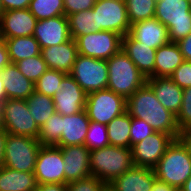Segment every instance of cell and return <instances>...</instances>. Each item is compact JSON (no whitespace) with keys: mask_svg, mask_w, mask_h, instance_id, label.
I'll use <instances>...</instances> for the list:
<instances>
[{"mask_svg":"<svg viewBox=\"0 0 191 191\" xmlns=\"http://www.w3.org/2000/svg\"><path fill=\"white\" fill-rule=\"evenodd\" d=\"M126 111L131 117L146 121L155 132L170 134L178 139L180 130L176 116L158 101L147 83L126 100Z\"/></svg>","mask_w":191,"mask_h":191,"instance_id":"1","label":"cell"},{"mask_svg":"<svg viewBox=\"0 0 191 191\" xmlns=\"http://www.w3.org/2000/svg\"><path fill=\"white\" fill-rule=\"evenodd\" d=\"M134 166L132 148L108 145L90 151V172L105 184Z\"/></svg>","mask_w":191,"mask_h":191,"instance_id":"2","label":"cell"},{"mask_svg":"<svg viewBox=\"0 0 191 191\" xmlns=\"http://www.w3.org/2000/svg\"><path fill=\"white\" fill-rule=\"evenodd\" d=\"M152 169L157 180L179 190L191 176V158L183 143L174 139Z\"/></svg>","mask_w":191,"mask_h":191,"instance_id":"3","label":"cell"},{"mask_svg":"<svg viewBox=\"0 0 191 191\" xmlns=\"http://www.w3.org/2000/svg\"><path fill=\"white\" fill-rule=\"evenodd\" d=\"M106 62L108 68L107 89L112 90L126 100L147 81L122 50L106 60Z\"/></svg>","mask_w":191,"mask_h":191,"instance_id":"4","label":"cell"},{"mask_svg":"<svg viewBox=\"0 0 191 191\" xmlns=\"http://www.w3.org/2000/svg\"><path fill=\"white\" fill-rule=\"evenodd\" d=\"M168 28L170 42H179L191 33V7L187 0H157L155 16Z\"/></svg>","mask_w":191,"mask_h":191,"instance_id":"5","label":"cell"},{"mask_svg":"<svg viewBox=\"0 0 191 191\" xmlns=\"http://www.w3.org/2000/svg\"><path fill=\"white\" fill-rule=\"evenodd\" d=\"M2 128L9 134L37 139L40 128L29 112L26 100L6 99L0 107Z\"/></svg>","mask_w":191,"mask_h":191,"instance_id":"6","label":"cell"},{"mask_svg":"<svg viewBox=\"0 0 191 191\" xmlns=\"http://www.w3.org/2000/svg\"><path fill=\"white\" fill-rule=\"evenodd\" d=\"M40 147L38 139L8 133L5 142L4 167L16 171L34 172Z\"/></svg>","mask_w":191,"mask_h":191,"instance_id":"7","label":"cell"},{"mask_svg":"<svg viewBox=\"0 0 191 191\" xmlns=\"http://www.w3.org/2000/svg\"><path fill=\"white\" fill-rule=\"evenodd\" d=\"M70 75L87 94L107 89L108 68L106 60L78 54Z\"/></svg>","mask_w":191,"mask_h":191,"instance_id":"8","label":"cell"},{"mask_svg":"<svg viewBox=\"0 0 191 191\" xmlns=\"http://www.w3.org/2000/svg\"><path fill=\"white\" fill-rule=\"evenodd\" d=\"M85 111L90 121L107 125L126 112V99L109 89L87 94Z\"/></svg>","mask_w":191,"mask_h":191,"instance_id":"9","label":"cell"},{"mask_svg":"<svg viewBox=\"0 0 191 191\" xmlns=\"http://www.w3.org/2000/svg\"><path fill=\"white\" fill-rule=\"evenodd\" d=\"M96 32L113 31L122 37L130 31L125 1L96 0L94 7Z\"/></svg>","mask_w":191,"mask_h":191,"instance_id":"10","label":"cell"},{"mask_svg":"<svg viewBox=\"0 0 191 191\" xmlns=\"http://www.w3.org/2000/svg\"><path fill=\"white\" fill-rule=\"evenodd\" d=\"M78 54L108 60L122 48V36L113 31H98L75 39Z\"/></svg>","mask_w":191,"mask_h":191,"instance_id":"11","label":"cell"},{"mask_svg":"<svg viewBox=\"0 0 191 191\" xmlns=\"http://www.w3.org/2000/svg\"><path fill=\"white\" fill-rule=\"evenodd\" d=\"M34 175L37 184H65L64 161L60 147L41 145Z\"/></svg>","mask_w":191,"mask_h":191,"instance_id":"12","label":"cell"},{"mask_svg":"<svg viewBox=\"0 0 191 191\" xmlns=\"http://www.w3.org/2000/svg\"><path fill=\"white\" fill-rule=\"evenodd\" d=\"M174 138L170 134L153 132L132 146L134 166L153 168L162 158Z\"/></svg>","mask_w":191,"mask_h":191,"instance_id":"13","label":"cell"},{"mask_svg":"<svg viewBox=\"0 0 191 191\" xmlns=\"http://www.w3.org/2000/svg\"><path fill=\"white\" fill-rule=\"evenodd\" d=\"M87 93L75 79L66 74L61 81L60 91L53 96L55 110L61 115H73L85 109Z\"/></svg>","mask_w":191,"mask_h":191,"instance_id":"14","label":"cell"},{"mask_svg":"<svg viewBox=\"0 0 191 191\" xmlns=\"http://www.w3.org/2000/svg\"><path fill=\"white\" fill-rule=\"evenodd\" d=\"M60 147L64 161L65 185L91 176L90 150L85 145Z\"/></svg>","mask_w":191,"mask_h":191,"instance_id":"15","label":"cell"},{"mask_svg":"<svg viewBox=\"0 0 191 191\" xmlns=\"http://www.w3.org/2000/svg\"><path fill=\"white\" fill-rule=\"evenodd\" d=\"M37 21L28 8L4 11L0 16L2 39L32 36Z\"/></svg>","mask_w":191,"mask_h":191,"instance_id":"16","label":"cell"},{"mask_svg":"<svg viewBox=\"0 0 191 191\" xmlns=\"http://www.w3.org/2000/svg\"><path fill=\"white\" fill-rule=\"evenodd\" d=\"M33 36L41 49L68 41L71 37L67 17L57 16L37 21Z\"/></svg>","mask_w":191,"mask_h":191,"instance_id":"17","label":"cell"},{"mask_svg":"<svg viewBox=\"0 0 191 191\" xmlns=\"http://www.w3.org/2000/svg\"><path fill=\"white\" fill-rule=\"evenodd\" d=\"M129 34L139 43L153 49L170 42L168 28L155 17L131 24Z\"/></svg>","mask_w":191,"mask_h":191,"instance_id":"18","label":"cell"},{"mask_svg":"<svg viewBox=\"0 0 191 191\" xmlns=\"http://www.w3.org/2000/svg\"><path fill=\"white\" fill-rule=\"evenodd\" d=\"M155 180L152 168L133 166L107 185L114 191H151Z\"/></svg>","mask_w":191,"mask_h":191,"instance_id":"19","label":"cell"},{"mask_svg":"<svg viewBox=\"0 0 191 191\" xmlns=\"http://www.w3.org/2000/svg\"><path fill=\"white\" fill-rule=\"evenodd\" d=\"M121 50L132 60L146 79L155 77L156 49L139 43L128 33L122 37Z\"/></svg>","mask_w":191,"mask_h":191,"instance_id":"20","label":"cell"},{"mask_svg":"<svg viewBox=\"0 0 191 191\" xmlns=\"http://www.w3.org/2000/svg\"><path fill=\"white\" fill-rule=\"evenodd\" d=\"M41 55L48 69L70 74L78 55L76 41L70 38L59 45L42 48Z\"/></svg>","mask_w":191,"mask_h":191,"instance_id":"21","label":"cell"},{"mask_svg":"<svg viewBox=\"0 0 191 191\" xmlns=\"http://www.w3.org/2000/svg\"><path fill=\"white\" fill-rule=\"evenodd\" d=\"M146 83L152 88L158 101L177 116L182 105L183 89L170 77H149Z\"/></svg>","mask_w":191,"mask_h":191,"instance_id":"22","label":"cell"},{"mask_svg":"<svg viewBox=\"0 0 191 191\" xmlns=\"http://www.w3.org/2000/svg\"><path fill=\"white\" fill-rule=\"evenodd\" d=\"M89 122L85 109L73 115H61L62 135L55 146L84 145Z\"/></svg>","mask_w":191,"mask_h":191,"instance_id":"23","label":"cell"},{"mask_svg":"<svg viewBox=\"0 0 191 191\" xmlns=\"http://www.w3.org/2000/svg\"><path fill=\"white\" fill-rule=\"evenodd\" d=\"M6 99L26 100L35 91L32 81L24 77L14 63H10L0 71Z\"/></svg>","mask_w":191,"mask_h":191,"instance_id":"24","label":"cell"},{"mask_svg":"<svg viewBox=\"0 0 191 191\" xmlns=\"http://www.w3.org/2000/svg\"><path fill=\"white\" fill-rule=\"evenodd\" d=\"M184 61L177 43L169 42L159 47L155 56V77H170Z\"/></svg>","mask_w":191,"mask_h":191,"instance_id":"25","label":"cell"},{"mask_svg":"<svg viewBox=\"0 0 191 191\" xmlns=\"http://www.w3.org/2000/svg\"><path fill=\"white\" fill-rule=\"evenodd\" d=\"M37 185L34 172L0 168V191H34Z\"/></svg>","mask_w":191,"mask_h":191,"instance_id":"26","label":"cell"},{"mask_svg":"<svg viewBox=\"0 0 191 191\" xmlns=\"http://www.w3.org/2000/svg\"><path fill=\"white\" fill-rule=\"evenodd\" d=\"M11 63H16L41 54V48L34 36L4 39Z\"/></svg>","mask_w":191,"mask_h":191,"instance_id":"27","label":"cell"},{"mask_svg":"<svg viewBox=\"0 0 191 191\" xmlns=\"http://www.w3.org/2000/svg\"><path fill=\"white\" fill-rule=\"evenodd\" d=\"M106 126L110 145L130 148L131 115L127 111L112 119Z\"/></svg>","mask_w":191,"mask_h":191,"instance_id":"28","label":"cell"},{"mask_svg":"<svg viewBox=\"0 0 191 191\" xmlns=\"http://www.w3.org/2000/svg\"><path fill=\"white\" fill-rule=\"evenodd\" d=\"M26 103L31 116L39 128L56 112L53 98L37 91H34L33 94L26 99Z\"/></svg>","mask_w":191,"mask_h":191,"instance_id":"29","label":"cell"},{"mask_svg":"<svg viewBox=\"0 0 191 191\" xmlns=\"http://www.w3.org/2000/svg\"><path fill=\"white\" fill-rule=\"evenodd\" d=\"M69 33L72 39L96 32L95 12L93 9L79 11L67 16Z\"/></svg>","mask_w":191,"mask_h":191,"instance_id":"30","label":"cell"},{"mask_svg":"<svg viewBox=\"0 0 191 191\" xmlns=\"http://www.w3.org/2000/svg\"><path fill=\"white\" fill-rule=\"evenodd\" d=\"M28 9L38 21L65 16L63 0H31Z\"/></svg>","mask_w":191,"mask_h":191,"instance_id":"31","label":"cell"},{"mask_svg":"<svg viewBox=\"0 0 191 191\" xmlns=\"http://www.w3.org/2000/svg\"><path fill=\"white\" fill-rule=\"evenodd\" d=\"M157 0H125L130 24L154 18Z\"/></svg>","mask_w":191,"mask_h":191,"instance_id":"32","label":"cell"},{"mask_svg":"<svg viewBox=\"0 0 191 191\" xmlns=\"http://www.w3.org/2000/svg\"><path fill=\"white\" fill-rule=\"evenodd\" d=\"M66 73L48 69L35 83V91L46 96H53L60 91V84Z\"/></svg>","mask_w":191,"mask_h":191,"instance_id":"33","label":"cell"},{"mask_svg":"<svg viewBox=\"0 0 191 191\" xmlns=\"http://www.w3.org/2000/svg\"><path fill=\"white\" fill-rule=\"evenodd\" d=\"M61 114L55 112L40 127L38 141L41 145H56L61 138Z\"/></svg>","mask_w":191,"mask_h":191,"instance_id":"34","label":"cell"},{"mask_svg":"<svg viewBox=\"0 0 191 191\" xmlns=\"http://www.w3.org/2000/svg\"><path fill=\"white\" fill-rule=\"evenodd\" d=\"M20 73L35 83L47 70L48 66L42 55H37L15 63Z\"/></svg>","mask_w":191,"mask_h":191,"instance_id":"35","label":"cell"},{"mask_svg":"<svg viewBox=\"0 0 191 191\" xmlns=\"http://www.w3.org/2000/svg\"><path fill=\"white\" fill-rule=\"evenodd\" d=\"M84 145L90 151L110 145L107 135V126L105 124L90 121Z\"/></svg>","mask_w":191,"mask_h":191,"instance_id":"36","label":"cell"},{"mask_svg":"<svg viewBox=\"0 0 191 191\" xmlns=\"http://www.w3.org/2000/svg\"><path fill=\"white\" fill-rule=\"evenodd\" d=\"M176 123L180 131L191 129V87L183 89L182 105Z\"/></svg>","mask_w":191,"mask_h":191,"instance_id":"37","label":"cell"},{"mask_svg":"<svg viewBox=\"0 0 191 191\" xmlns=\"http://www.w3.org/2000/svg\"><path fill=\"white\" fill-rule=\"evenodd\" d=\"M155 132L152 127L143 119L131 117L130 126V148L137 142L143 140Z\"/></svg>","mask_w":191,"mask_h":191,"instance_id":"38","label":"cell"},{"mask_svg":"<svg viewBox=\"0 0 191 191\" xmlns=\"http://www.w3.org/2000/svg\"><path fill=\"white\" fill-rule=\"evenodd\" d=\"M107 184L100 179L89 176L67 184V191H104Z\"/></svg>","mask_w":191,"mask_h":191,"instance_id":"39","label":"cell"},{"mask_svg":"<svg viewBox=\"0 0 191 191\" xmlns=\"http://www.w3.org/2000/svg\"><path fill=\"white\" fill-rule=\"evenodd\" d=\"M170 78L182 89L191 87V61H184Z\"/></svg>","mask_w":191,"mask_h":191,"instance_id":"40","label":"cell"},{"mask_svg":"<svg viewBox=\"0 0 191 191\" xmlns=\"http://www.w3.org/2000/svg\"><path fill=\"white\" fill-rule=\"evenodd\" d=\"M65 16L79 11L90 10L94 7L96 0H63Z\"/></svg>","mask_w":191,"mask_h":191,"instance_id":"41","label":"cell"},{"mask_svg":"<svg viewBox=\"0 0 191 191\" xmlns=\"http://www.w3.org/2000/svg\"><path fill=\"white\" fill-rule=\"evenodd\" d=\"M31 0H2L3 9L6 10H18L29 8Z\"/></svg>","mask_w":191,"mask_h":191,"instance_id":"42","label":"cell"},{"mask_svg":"<svg viewBox=\"0 0 191 191\" xmlns=\"http://www.w3.org/2000/svg\"><path fill=\"white\" fill-rule=\"evenodd\" d=\"M177 44L180 47L184 60L191 61V33L177 42Z\"/></svg>","mask_w":191,"mask_h":191,"instance_id":"43","label":"cell"},{"mask_svg":"<svg viewBox=\"0 0 191 191\" xmlns=\"http://www.w3.org/2000/svg\"><path fill=\"white\" fill-rule=\"evenodd\" d=\"M11 63L4 39L0 40V71Z\"/></svg>","mask_w":191,"mask_h":191,"instance_id":"44","label":"cell"},{"mask_svg":"<svg viewBox=\"0 0 191 191\" xmlns=\"http://www.w3.org/2000/svg\"><path fill=\"white\" fill-rule=\"evenodd\" d=\"M34 191H67V185L65 184H38Z\"/></svg>","mask_w":191,"mask_h":191,"instance_id":"45","label":"cell"},{"mask_svg":"<svg viewBox=\"0 0 191 191\" xmlns=\"http://www.w3.org/2000/svg\"><path fill=\"white\" fill-rule=\"evenodd\" d=\"M178 139L186 147L189 157L191 158V129L180 131Z\"/></svg>","mask_w":191,"mask_h":191,"instance_id":"46","label":"cell"},{"mask_svg":"<svg viewBox=\"0 0 191 191\" xmlns=\"http://www.w3.org/2000/svg\"><path fill=\"white\" fill-rule=\"evenodd\" d=\"M8 133L2 128L0 130V168L4 167L5 142Z\"/></svg>","mask_w":191,"mask_h":191,"instance_id":"47","label":"cell"},{"mask_svg":"<svg viewBox=\"0 0 191 191\" xmlns=\"http://www.w3.org/2000/svg\"><path fill=\"white\" fill-rule=\"evenodd\" d=\"M151 191H178V190L175 187L170 186L169 184L156 179L154 181L153 188L151 189Z\"/></svg>","mask_w":191,"mask_h":191,"instance_id":"48","label":"cell"},{"mask_svg":"<svg viewBox=\"0 0 191 191\" xmlns=\"http://www.w3.org/2000/svg\"><path fill=\"white\" fill-rule=\"evenodd\" d=\"M5 100H6V92L4 89L3 80L0 75V107Z\"/></svg>","mask_w":191,"mask_h":191,"instance_id":"49","label":"cell"},{"mask_svg":"<svg viewBox=\"0 0 191 191\" xmlns=\"http://www.w3.org/2000/svg\"><path fill=\"white\" fill-rule=\"evenodd\" d=\"M178 191H191V176Z\"/></svg>","mask_w":191,"mask_h":191,"instance_id":"50","label":"cell"},{"mask_svg":"<svg viewBox=\"0 0 191 191\" xmlns=\"http://www.w3.org/2000/svg\"><path fill=\"white\" fill-rule=\"evenodd\" d=\"M4 12L2 0H0V16Z\"/></svg>","mask_w":191,"mask_h":191,"instance_id":"51","label":"cell"},{"mask_svg":"<svg viewBox=\"0 0 191 191\" xmlns=\"http://www.w3.org/2000/svg\"><path fill=\"white\" fill-rule=\"evenodd\" d=\"M104 191H114L113 189H111L108 185H106Z\"/></svg>","mask_w":191,"mask_h":191,"instance_id":"52","label":"cell"},{"mask_svg":"<svg viewBox=\"0 0 191 191\" xmlns=\"http://www.w3.org/2000/svg\"><path fill=\"white\" fill-rule=\"evenodd\" d=\"M2 39V35H1V25H0V40Z\"/></svg>","mask_w":191,"mask_h":191,"instance_id":"53","label":"cell"}]
</instances>
